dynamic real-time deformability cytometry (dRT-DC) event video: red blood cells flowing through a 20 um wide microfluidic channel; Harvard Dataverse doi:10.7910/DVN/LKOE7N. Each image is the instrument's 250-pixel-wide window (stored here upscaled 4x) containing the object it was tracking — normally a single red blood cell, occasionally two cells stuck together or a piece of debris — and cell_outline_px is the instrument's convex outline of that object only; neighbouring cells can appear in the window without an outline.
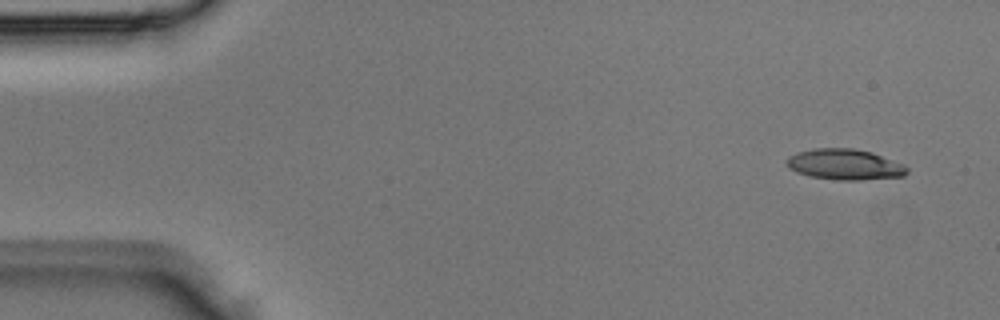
{"species": "Egyptian fruit bat (a non-hibernating species)", "species_latin": "Rousettus aegyptiacus", "temperature_condition": "room temperature", "stored_images_in_passage": 3, "camera_frame_rate_fps": 3000, "um_per_image_px": 0.085, "animal": {"sex": "male"}, "frame": {"image": 1, "passage_image": 1, "time_ms": 0.0, "image_size_px": [1000, 320], "cell_outline_px": [[908, 172], [904, 176], [856, 180], [840, 180], [812, 176], [796, 172], [788, 168], [784, 160], [788, 156], [796, 152], [812, 148], [852, 148], [872, 152], [904, 164], [908, 168]], "centroid_in_image_um": [71.77, 13.96], "position_along_channel_um": 13.2, "area_um2": 21.68}}